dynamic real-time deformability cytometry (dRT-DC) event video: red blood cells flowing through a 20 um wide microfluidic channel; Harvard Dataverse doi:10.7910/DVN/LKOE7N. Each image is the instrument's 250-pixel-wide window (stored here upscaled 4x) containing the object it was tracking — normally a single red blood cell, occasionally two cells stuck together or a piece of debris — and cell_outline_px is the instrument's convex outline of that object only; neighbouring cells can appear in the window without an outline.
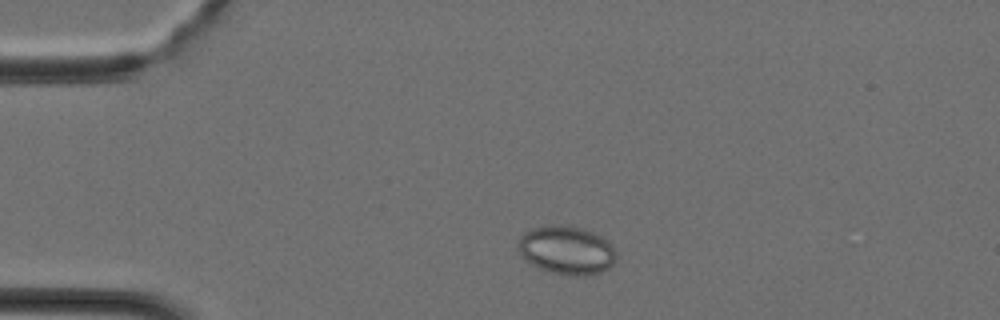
{"species": "Egyptian fruit bat (a non-hibernating species)", "species_latin": "Rousettus aegyptiacus", "temperature_condition": "cold", "stored_images_in_passage": 30, "camera_frame_rate_fps": 3000, "um_per_image_px": 0.085, "animal": {"sex": "female"}, "frame": {"image": 1, "passage_image": 4, "time_ms": 1.0, "image_size_px": [1000, 320], "cell_outline_px": [[616, 260], [608, 268], [600, 272], [584, 276], [552, 272], [540, 268], [524, 260], [516, 244], [520, 236], [524, 232], [532, 228], [580, 228], [592, 232], [600, 236], [612, 244], [616, 252]], "centroid_in_image_um": [48.16, 21.3], "position_along_channel_um": 36.8, "area_um2": 26.88}}
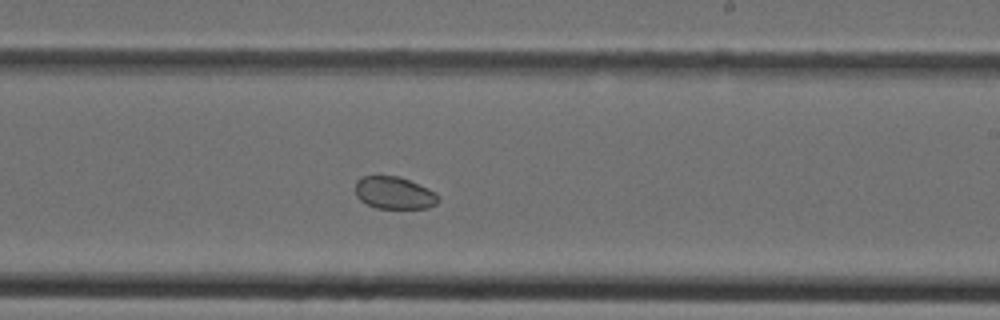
{"frame": {"image": 2, "passage_image": 19, "time_ms": 6.0, "image_size_px": [1000, 320], "cell_outline_px": [[440, 200], [436, 204], [428, 208], [376, 208], [360, 200], [356, 196], [356, 180], [360, 176], [400, 176], [428, 188], [436, 192], [440, 196]], "centroid_in_image_um": [33.53, 16.39], "position_along_channel_um": 255.5, "area_um2": 15.78}}
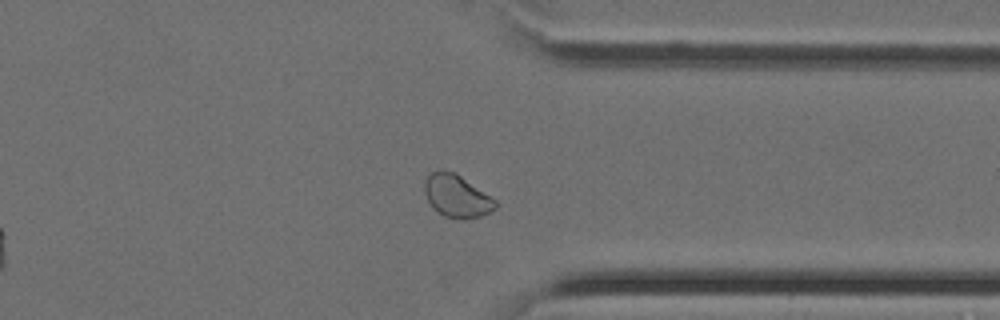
{"frame": {"image": 3, "passage_image": 26, "time_ms": 8.333, "image_size_px": [1000, 320], "cell_outline_px": [[496, 208], [480, 216], [444, 216], [432, 208], [424, 192], [424, 184], [428, 176], [432, 172], [456, 172], [496, 200]], "centroid_in_image_um": [38.81, 16.63], "position_along_channel_um": 372.6, "area_um2": 16.82}}